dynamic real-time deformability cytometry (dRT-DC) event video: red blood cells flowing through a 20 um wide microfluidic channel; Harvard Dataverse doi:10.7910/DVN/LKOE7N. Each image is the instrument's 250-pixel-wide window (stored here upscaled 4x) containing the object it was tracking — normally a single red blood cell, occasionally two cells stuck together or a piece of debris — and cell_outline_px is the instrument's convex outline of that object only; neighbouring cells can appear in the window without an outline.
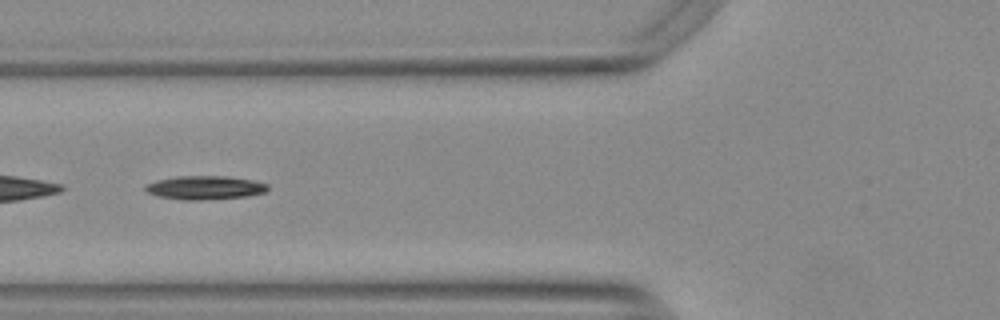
{"species": "Egyptian fruit bat (a non-hibernating species)", "species_latin": "Rousettus aegyptiacus", "temperature_condition": "warm", "stored_images_in_passage": 49, "segment_of_instrument_passage": [2, 2], "camera_frame_rate_fps": 3000, "um_per_image_px": 0.085, "animal": {"sex": "female"}, "frame": {"image": 1, "passage_image": 16, "time_ms": 5.0, "image_size_px": [1000, 320], "cell_outline_px": [[268, 188], [264, 192], [248, 196], [200, 200], [184, 200], [160, 196], [148, 192], [144, 188], [148, 184], [156, 180], [176, 176], [224, 176], [252, 180], [268, 184]], "centroid_in_image_um": [17.42, 15.94], "position_along_channel_um": 108.4, "area_um2": 16.65}}
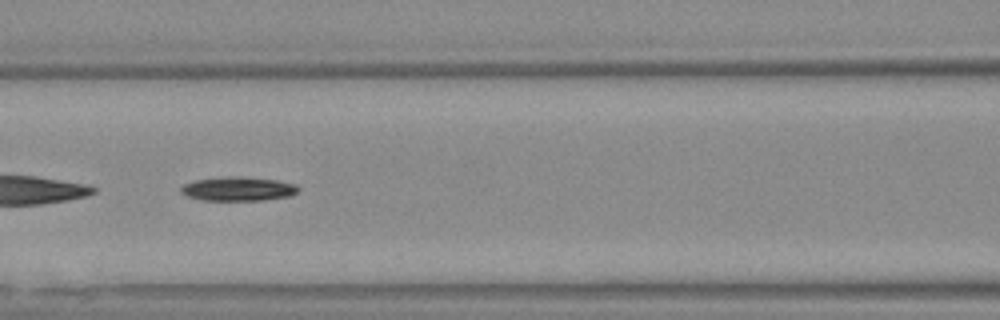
{"frame": {"image": 2, "passage_image": 19, "time_ms": 6.0, "image_size_px": [1000, 320], "cell_outline_px": [[300, 188], [292, 196], [264, 200], [200, 200], [188, 196], [180, 192], [180, 188], [184, 184], [196, 180], [232, 176], [240, 176], [276, 180], [296, 184]], "centroid_in_image_um": [20.27, 16.06], "position_along_channel_um": 146.3, "area_um2": 16.42}}
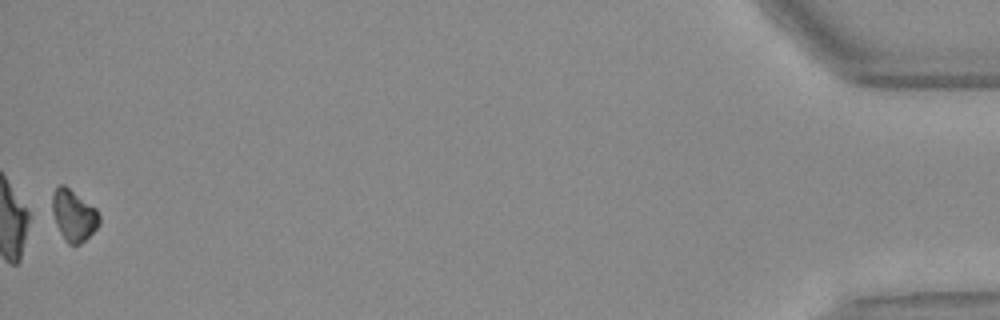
{"frame": {"image": 3, "passage_image": 49, "time_ms": 16.0, "image_size_px": [1000, 320], "cell_outline_px": [[100, 224], [80, 244], [68, 244], [64, 240], [56, 224], [52, 212], [52, 192], [60, 184], [64, 184], [96, 208], [100, 216]], "centroid_in_image_um": [6.25, 18.29], "position_along_channel_um": 429.0, "area_um2": 14.05}}